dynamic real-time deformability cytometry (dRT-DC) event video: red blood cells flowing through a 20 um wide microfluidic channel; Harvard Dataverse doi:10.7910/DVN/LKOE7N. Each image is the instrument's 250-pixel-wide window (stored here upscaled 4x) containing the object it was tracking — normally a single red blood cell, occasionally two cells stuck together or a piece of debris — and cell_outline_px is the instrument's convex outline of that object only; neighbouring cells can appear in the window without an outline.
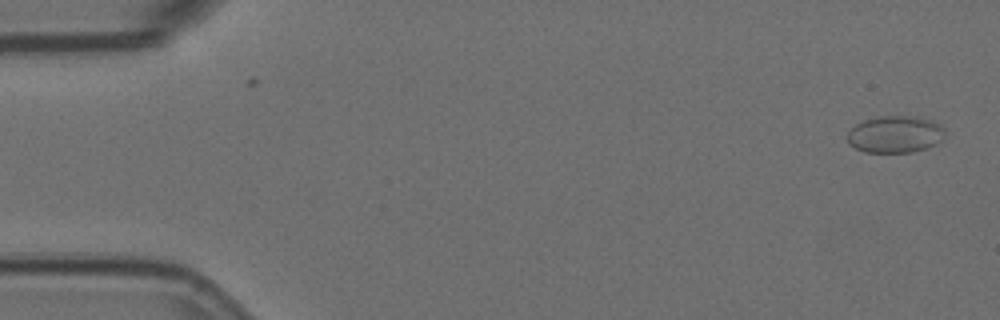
{"species": "Egyptian fruit bat (a non-hibernating species)", "species_latin": "Rousettus aegyptiacus", "temperature_condition": "room temperature", "stored_images_in_passage": 5, "camera_frame_rate_fps": 3000, "um_per_image_px": 0.085, "animal": {"sex": "female"}, "frame": {"image": 1, "passage_image": 1, "time_ms": 0.0, "image_size_px": [1000, 320], "cell_outline_px": [[944, 136], [936, 144], [924, 148], [908, 152], [864, 152], [848, 144], [848, 132], [856, 124], [864, 120], [880, 116], [916, 116], [932, 120], [940, 124], [944, 128]], "centroid_in_image_um": [76.08, 11.4], "position_along_channel_um": 8.9, "area_um2": 20.92}}
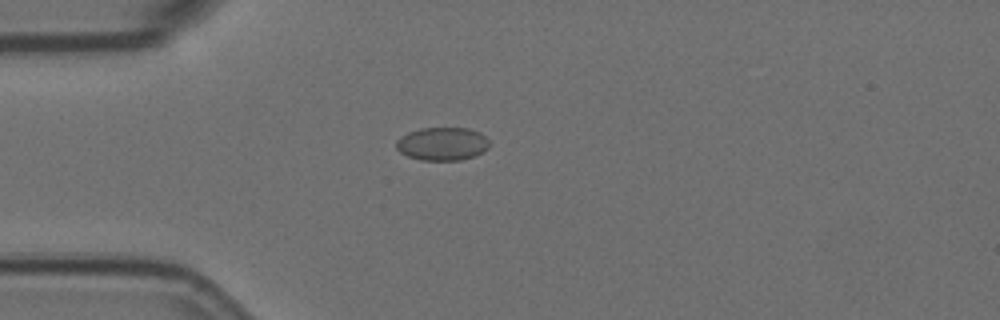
{"frame": {"image": 2, "passage_image": 5, "time_ms": 1.333, "image_size_px": [1000, 320], "cell_outline_px": [[488, 148], [476, 156], [460, 160], [420, 160], [408, 156], [400, 152], [396, 148], [396, 140], [408, 132], [420, 128], [468, 128], [480, 132], [488, 140]], "centroid_in_image_um": [37.59, 12.23], "position_along_channel_um": 47.4, "area_um2": 18.03}}